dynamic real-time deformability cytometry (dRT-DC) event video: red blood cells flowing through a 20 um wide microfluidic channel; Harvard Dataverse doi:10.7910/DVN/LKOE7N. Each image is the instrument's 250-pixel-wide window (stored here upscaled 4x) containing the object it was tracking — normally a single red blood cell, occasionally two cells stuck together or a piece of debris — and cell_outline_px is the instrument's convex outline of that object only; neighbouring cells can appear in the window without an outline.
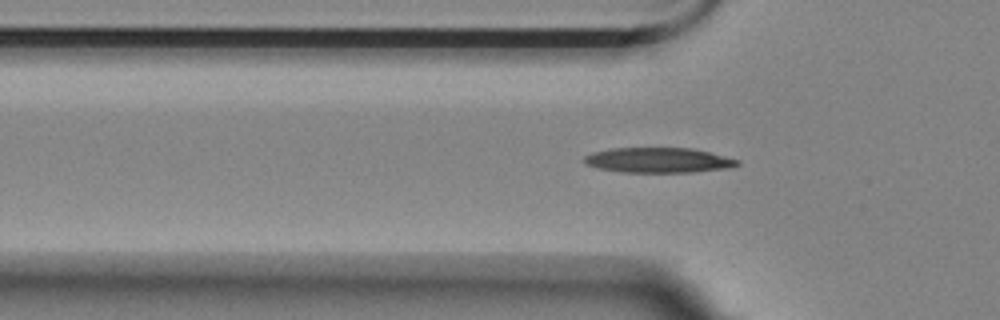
{"species": "Egyptian fruit bat (a non-hibernating species)", "species_latin": "Rousettus aegyptiacus", "temperature_condition": "room temperature", "stored_images_in_passage": 46, "segment_of_instrument_passage": [1, 2], "camera_frame_rate_fps": 3000, "um_per_image_px": 0.085, "animal": {"sex": "female"}, "frame": {"image": 1, "passage_image": 6, "time_ms": 1.667, "image_size_px": [1000, 320], "cell_outline_px": [[740, 164], [728, 168], [692, 172], [620, 172], [600, 168], [584, 164], [580, 160], [584, 156], [592, 152], [612, 148], [692, 148], [740, 160]], "centroid_in_image_um": [55.91, 13.61], "position_along_channel_um": 69.9, "area_um2": 22.43}}
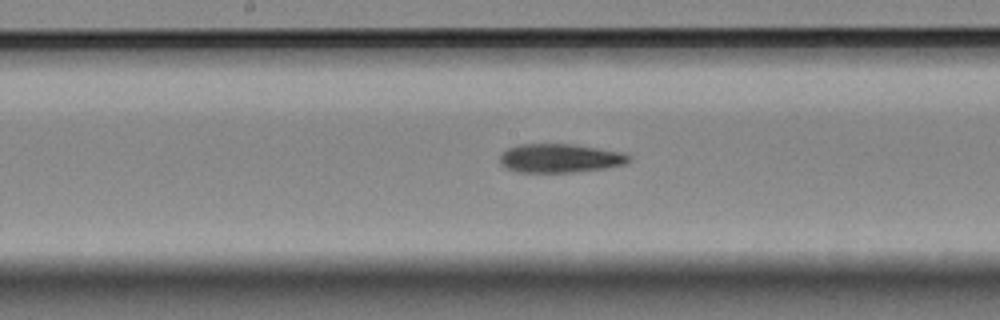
{"frame": {"image": 2, "passage_image": 17, "time_ms": 5.333, "image_size_px": [1000, 320], "cell_outline_px": [[632, 160], [624, 164], [604, 168], [572, 172], [516, 172], [500, 164], [500, 156], [508, 148], [520, 144], [576, 144], [624, 152], [632, 156]], "centroid_in_image_um": [47.64, 13.44], "position_along_channel_um": 200.6, "area_um2": 21.73}}
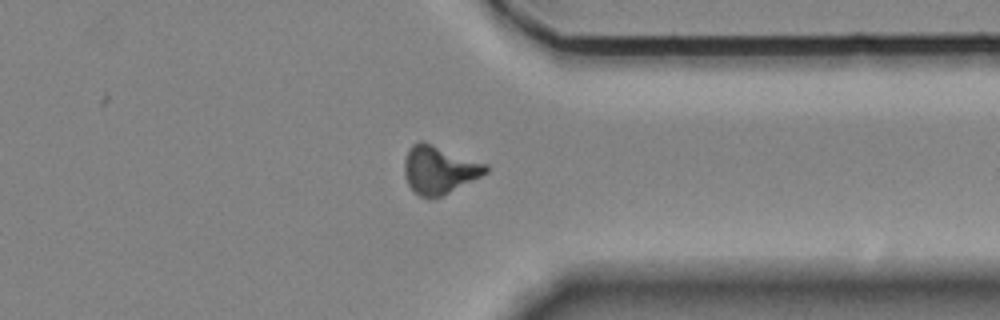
{"frame": {"image": 3, "passage_image": 32, "time_ms": 10.333, "image_size_px": [1000, 320], "cell_outline_px": [[488, 172], [440, 196], [420, 196], [408, 184], [404, 172], [404, 160], [408, 148], [412, 144], [420, 140], [424, 140], [488, 164]], "centroid_in_image_um": [37.31, 14.36], "position_along_channel_um": 374.1, "area_um2": 22.54}}